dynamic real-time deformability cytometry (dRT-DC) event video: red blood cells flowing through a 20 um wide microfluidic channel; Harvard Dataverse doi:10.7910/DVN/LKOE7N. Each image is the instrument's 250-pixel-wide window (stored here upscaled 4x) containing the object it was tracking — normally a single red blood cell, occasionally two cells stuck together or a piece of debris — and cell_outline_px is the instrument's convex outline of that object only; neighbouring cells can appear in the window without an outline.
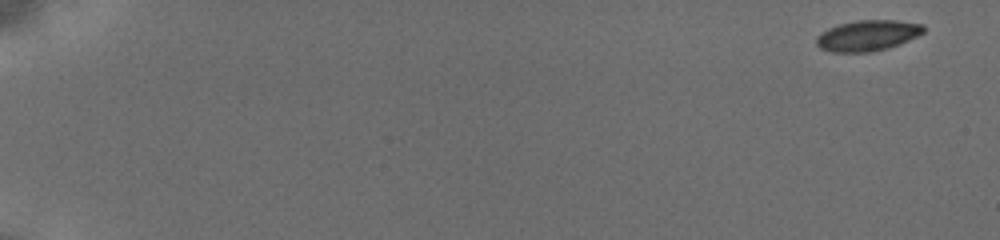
{"species": "common noctule bat (a hibernating species)", "species_latin": "Nyctalus noctula", "temperature_condition": "cold", "stored_images_in_passage": 51, "camera_frame_rate_fps": 3000, "um_per_image_px": 0.085, "animal": {"sex": "female", "body_mass_g": 19.5, "forearm_length_mm": 54.1}, "frame": {"image": 1, "passage_image": 1, "time_ms": 0.0, "image_size_px": [1000, 240], "cell_outline_px": [[924, 32], [900, 44], [888, 48], [872, 52], [832, 52], [820, 48], [816, 44], [816, 36], [828, 28], [840, 24], [860, 20], [896, 20], [924, 24]], "centroid_in_image_um": [73.74, 3.02], "position_along_channel_um": 11.3, "area_um2": 19.19}}
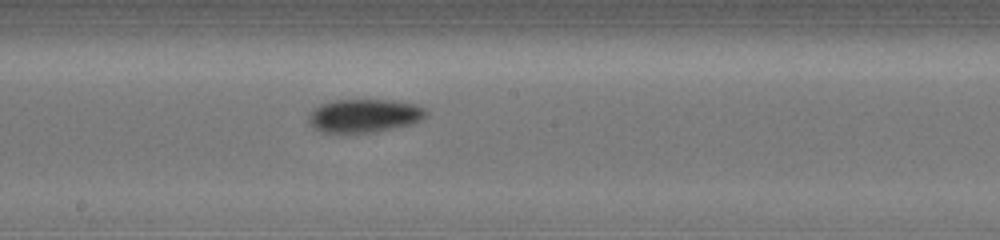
{"frame": {"image": 2, "passage_image": 24, "time_ms": 10.333, "image_size_px": [1000, 240], "cell_outline_px": [[428, 112], [420, 120], [408, 124], [368, 132], [324, 132], [316, 128], [308, 120], [308, 112], [320, 104], [332, 100], [392, 100], [416, 104], [424, 108]], "centroid_in_image_um": [30.92, 9.8], "position_along_channel_um": 217.3, "area_um2": 22.37}}
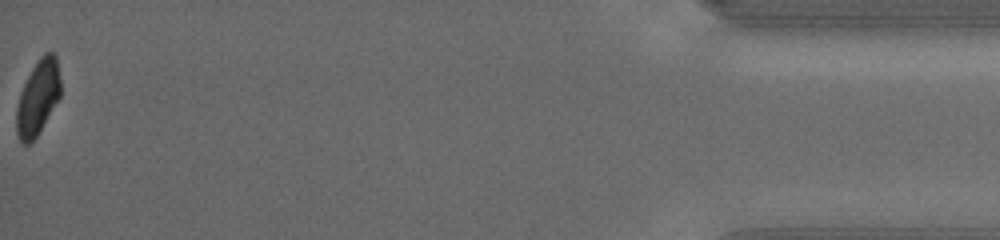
{"frame": {"image": 3, "passage_image": 51, "time_ms": 18.0, "image_size_px": [1000, 240], "cell_outline_px": [[60, 96], [36, 136], [28, 144], [24, 144], [20, 140], [16, 132], [16, 108], [20, 92], [32, 68], [40, 56], [44, 52], [52, 52], [56, 56], [60, 80]], "centroid_in_image_um": [3.2, 8.26], "position_along_channel_um": 432.0, "area_um2": 18.9}, "authors_computed_cell_mechanics": {"area_um2": 20.7502, "velocity_mm_per_s": 3.8222, "shape_relaxation_time_tau1_ms": 3.5083, "shape_relaxation_time_tau2_ms": 7.8732, "deformation_change_tau1": 0.1089, "deformation_change_tau2": 0.0795}}